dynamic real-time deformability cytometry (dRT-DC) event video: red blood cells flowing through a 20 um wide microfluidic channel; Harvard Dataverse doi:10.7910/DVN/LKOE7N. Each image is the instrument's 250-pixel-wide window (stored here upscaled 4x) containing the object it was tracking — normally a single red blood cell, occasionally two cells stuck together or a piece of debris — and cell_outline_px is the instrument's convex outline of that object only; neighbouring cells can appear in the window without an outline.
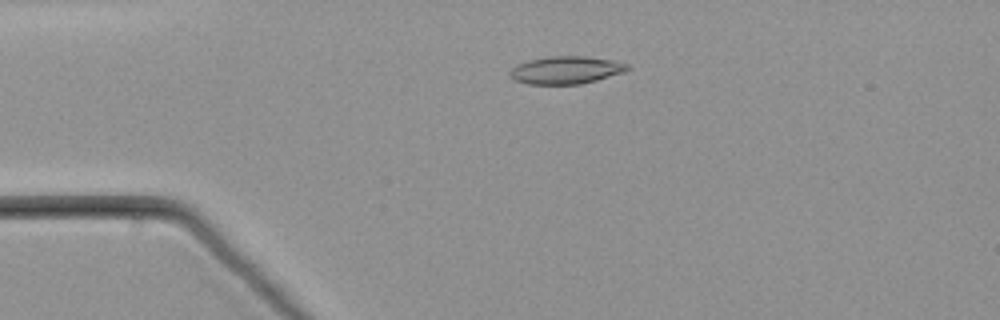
{"species": "common noctule bat (a hibernating species)", "species_latin": "Nyctalus noctula", "temperature_condition": "warm", "stored_images_in_passage": 54, "camera_frame_rate_fps": 3000, "um_per_image_px": 0.085, "animal": {"sex": "male", "body_mass_g": 21.5, "forearm_length_mm": 52.0}, "frame": {"image": 1, "passage_image": 12, "time_ms": 3.667, "image_size_px": [1000, 320], "cell_outline_px": [[632, 68], [624, 72], [596, 80], [580, 84], [528, 84], [512, 80], [508, 76], [508, 72], [516, 64], [528, 60], [548, 56], [584, 56], [616, 60], [628, 64]], "centroid_in_image_um": [48.08, 5.95], "position_along_channel_um": 36.9, "area_um2": 19.25}}
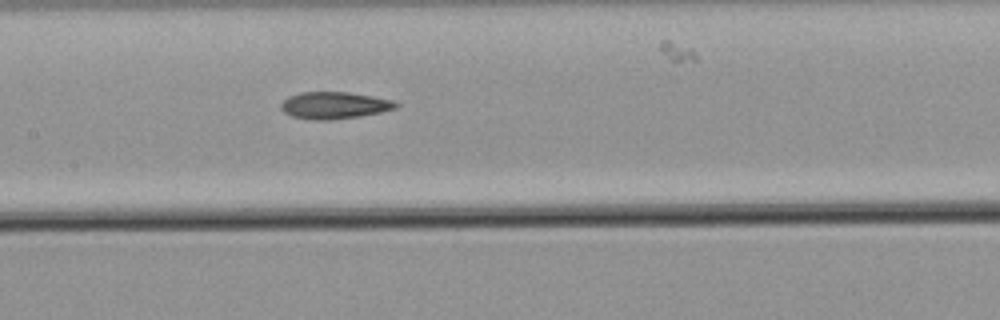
{"frame": {"image": 2, "passage_image": 26, "time_ms": 8.333, "image_size_px": [1000, 320], "cell_outline_px": [[400, 104], [396, 108], [380, 112], [360, 116], [328, 120], [316, 120], [292, 116], [284, 112], [280, 108], [280, 104], [288, 96], [300, 92], [348, 92], [372, 96], [392, 100]], "centroid_in_image_um": [28.4, 8.95], "position_along_channel_um": 179.0, "area_um2": 17.98}}
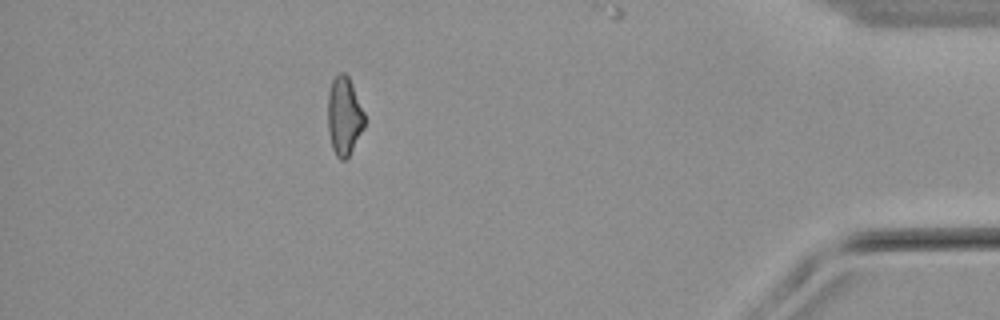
{"frame": {"image": 3, "passage_image": 48, "time_ms": 15.667, "image_size_px": [1000, 320], "cell_outline_px": [[364, 128], [348, 156], [344, 160], [340, 160], [336, 156], [332, 148], [328, 132], [328, 92], [332, 80], [340, 72], [344, 72], [348, 76], [352, 84], [364, 112]], "centroid_in_image_um": [29.24, 9.86], "position_along_channel_um": 406.0, "area_um2": 16.7}}